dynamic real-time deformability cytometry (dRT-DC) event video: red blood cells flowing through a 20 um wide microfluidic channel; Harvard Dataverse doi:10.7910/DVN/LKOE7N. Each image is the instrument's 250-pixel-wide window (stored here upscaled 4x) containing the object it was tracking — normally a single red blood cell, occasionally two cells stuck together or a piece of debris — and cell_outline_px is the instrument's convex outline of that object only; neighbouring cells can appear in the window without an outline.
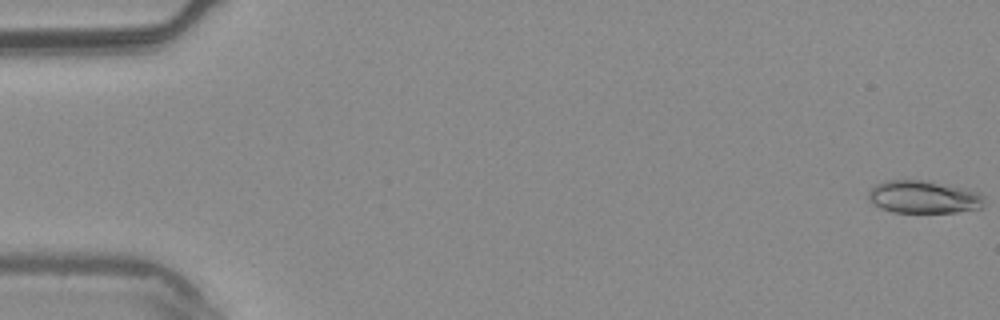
{"species": "common noctule bat (a hibernating species)", "species_latin": "Nyctalus noctula", "temperature_condition": "warm", "stored_images_in_passage": 7, "camera_frame_rate_fps": 3000, "um_per_image_px": 0.085, "animal": {"sex": "male", "body_mass_g": 20.4}, "frame": {"image": 1, "passage_image": 1, "time_ms": 0.0, "image_size_px": [1000, 320], "cell_outline_px": [[984, 208], [956, 212], [892, 212], [880, 208], [872, 204], [868, 200], [868, 192], [876, 184], [884, 180], [928, 180], [968, 188], [980, 192], [984, 196]], "centroid_in_image_um": [78.54, 16.73], "position_along_channel_um": 6.5, "area_um2": 22.6}}